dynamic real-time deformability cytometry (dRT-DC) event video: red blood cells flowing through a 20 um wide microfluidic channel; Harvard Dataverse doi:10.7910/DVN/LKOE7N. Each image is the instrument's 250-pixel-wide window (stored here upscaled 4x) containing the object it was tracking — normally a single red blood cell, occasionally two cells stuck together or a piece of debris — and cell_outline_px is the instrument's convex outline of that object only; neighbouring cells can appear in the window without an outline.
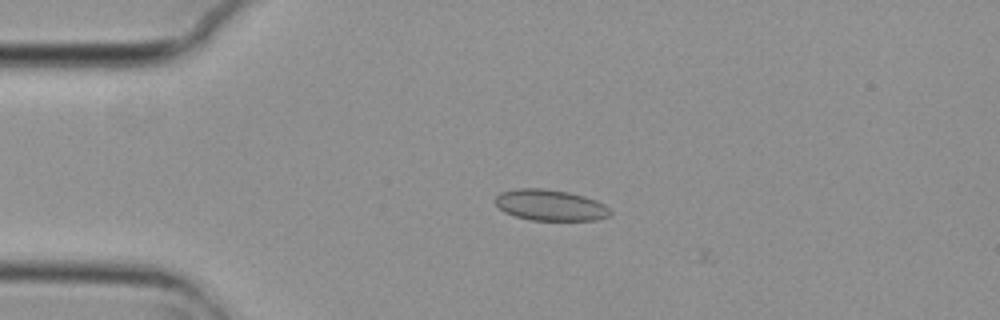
{"species": "common noctule bat (a hibernating species)", "species_latin": "Nyctalus noctula", "temperature_condition": "cold", "stored_images_in_passage": 5, "camera_frame_rate_fps": 3000, "um_per_image_px": 0.085, "animal": {"sex": "female", "body_mass_g": 29.2, "forearm_length_mm": 56.3}, "frame": {"image": 1, "passage_image": 4, "time_ms": 1.0, "image_size_px": [1000, 320], "cell_outline_px": [[612, 212], [608, 216], [596, 220], [532, 220], [516, 216], [504, 212], [496, 204], [496, 196], [500, 192], [516, 188], [544, 188], [568, 192], [584, 196], [596, 200], [604, 204]], "centroid_in_image_um": [46.77, 17.43], "position_along_channel_um": 38.2, "area_um2": 20.75}}